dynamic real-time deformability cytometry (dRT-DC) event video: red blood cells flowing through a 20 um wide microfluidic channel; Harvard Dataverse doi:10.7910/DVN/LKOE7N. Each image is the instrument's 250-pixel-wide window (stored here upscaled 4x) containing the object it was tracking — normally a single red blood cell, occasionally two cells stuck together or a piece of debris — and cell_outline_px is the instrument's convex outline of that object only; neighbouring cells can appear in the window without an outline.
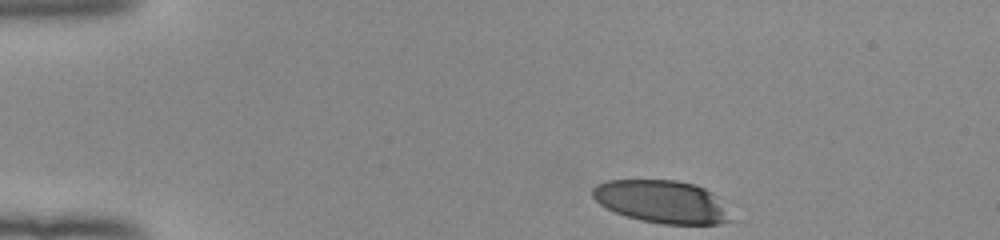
{"species": "human", "species_latin": "Homo sapiens", "temperature_condition": "room temperature", "stored_images_in_passage": 37, "camera_frame_rate_fps": 3000, "um_per_image_px": 0.085, "donor": {"sex": "female"}, "frame": {"image": 1, "passage_image": 1, "time_ms": 0.0, "image_size_px": [1000, 240], "cell_outline_px": [[732, 220], [720, 224], [664, 224], [640, 220], [616, 212], [600, 204], [592, 196], [592, 188], [596, 184], [608, 180], [676, 180], [696, 184], [712, 192]], "centroid_in_image_um": [56.22, 17.13], "position_along_channel_um": 28.8, "area_um2": 34.04}}
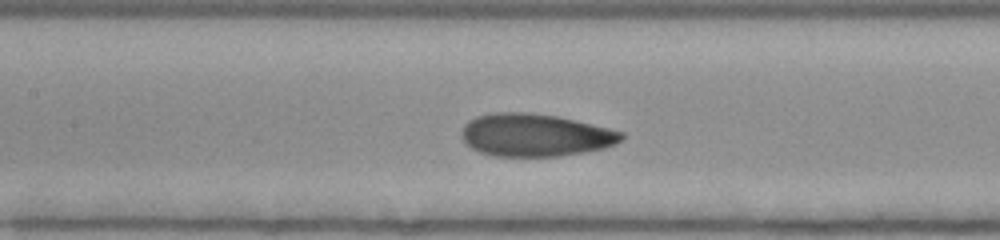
{"frame": {"image": 2, "passage_image": 17, "time_ms": 5.333, "image_size_px": [1000, 240], "cell_outline_px": [[624, 136], [616, 144], [604, 148], [584, 152], [560, 156], [496, 156], [480, 152], [472, 148], [460, 136], [460, 132], [464, 124], [468, 120], [476, 116], [492, 112], [528, 112], [556, 116], [608, 128], [624, 132]], "centroid_in_image_um": [45.45, 11.47], "position_along_channel_um": 161.9, "area_um2": 39.77}}
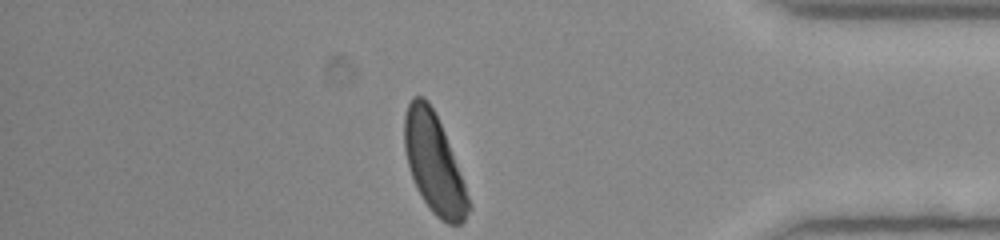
{"frame": {"image": 3, "passage_image": 37, "time_ms": 12.0, "image_size_px": [1000, 240], "cell_outline_px": [[472, 208], [464, 220], [460, 224], [448, 224], [440, 220], [432, 212], [416, 188], [408, 164], [404, 148], [404, 116], [408, 104], [412, 96], [424, 96], [428, 100], [444, 132], [472, 204]], "centroid_in_image_um": [36.89, 13.91], "position_along_channel_um": 398.3, "area_um2": 36.7}, "authors_computed_cell_mechanics": {"area_um2": 39.2462, "velocity_mm_per_s": 3.9588, "shape_relaxation_time_tau1_ms": 3.1974, "shape_relaxation_time_tau2_ms": 1.0537, "deformation_change_tau1": 0.1713, "deformation_change_tau2": 0.0622}}